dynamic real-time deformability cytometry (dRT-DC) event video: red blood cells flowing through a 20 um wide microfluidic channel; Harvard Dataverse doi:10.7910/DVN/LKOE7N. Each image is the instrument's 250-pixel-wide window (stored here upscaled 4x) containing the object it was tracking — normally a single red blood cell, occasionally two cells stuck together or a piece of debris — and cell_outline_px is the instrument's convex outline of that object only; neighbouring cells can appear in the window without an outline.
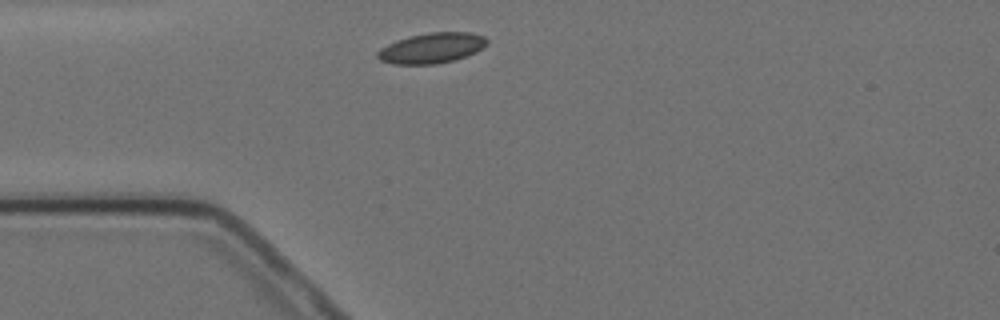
{"species": "Egyptian fruit bat (a non-hibernating species)", "species_latin": "Rousettus aegyptiacus", "temperature_condition": "cold", "stored_images_in_passage": 1, "camera_frame_rate_fps": 3000, "um_per_image_px": 0.085, "animal": {"sex": "female"}, "frame": {"image": 1, "passage_image": 1, "time_ms": 0.0, "image_size_px": [1000, 320], "cell_outline_px": [[488, 44], [476, 52], [456, 60], [436, 64], [396, 64], [380, 60], [376, 56], [376, 52], [380, 48], [396, 40], [408, 36], [428, 32], [472, 32], [484, 36], [488, 40]], "centroid_in_image_um": [36.71, 4.07], "position_along_channel_um": 48.3, "area_um2": 19.59}}